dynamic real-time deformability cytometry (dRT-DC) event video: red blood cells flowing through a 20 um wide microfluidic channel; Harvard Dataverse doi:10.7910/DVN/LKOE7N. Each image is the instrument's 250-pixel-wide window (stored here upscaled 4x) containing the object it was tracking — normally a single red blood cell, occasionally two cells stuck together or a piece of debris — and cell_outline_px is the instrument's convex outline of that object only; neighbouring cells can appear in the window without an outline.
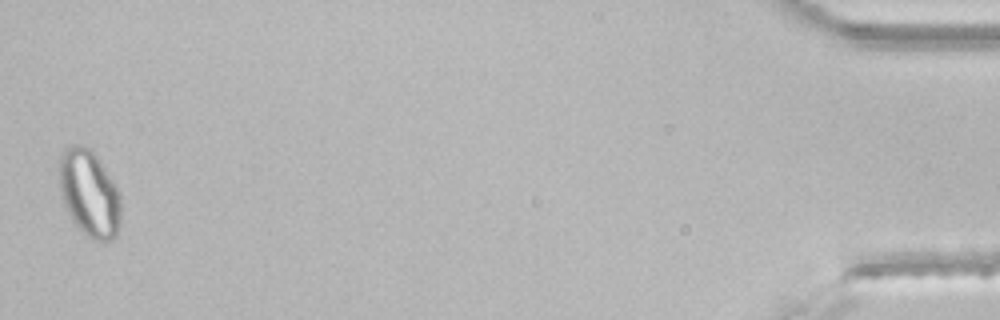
{"species": "common noctule bat (a hibernating species)", "species_latin": "Nyctalus noctula", "temperature_condition": "room temperature", "stored_images_in_passage": 42, "segment_of_instrument_passage": [2, 2], "camera_frame_rate_fps": 3000, "um_per_image_px": 0.085, "animal": {"sex": "male", "body_mass_g": 21.5, "forearm_length_mm": 52.0}, "frame": {"image": 1, "passage_image": 42, "time_ms": 13.667, "image_size_px": [1000, 320], "cell_outline_px": [[120, 224], [116, 236], [112, 240], [104, 244], [92, 240], [72, 220], [64, 204], [60, 192], [60, 156], [64, 148], [72, 144], [80, 144], [88, 148], [100, 160], [116, 188], [120, 196]], "centroid_in_image_um": [7.6, 16.47], "position_along_channel_um": 427.6, "area_um2": 31.1}}